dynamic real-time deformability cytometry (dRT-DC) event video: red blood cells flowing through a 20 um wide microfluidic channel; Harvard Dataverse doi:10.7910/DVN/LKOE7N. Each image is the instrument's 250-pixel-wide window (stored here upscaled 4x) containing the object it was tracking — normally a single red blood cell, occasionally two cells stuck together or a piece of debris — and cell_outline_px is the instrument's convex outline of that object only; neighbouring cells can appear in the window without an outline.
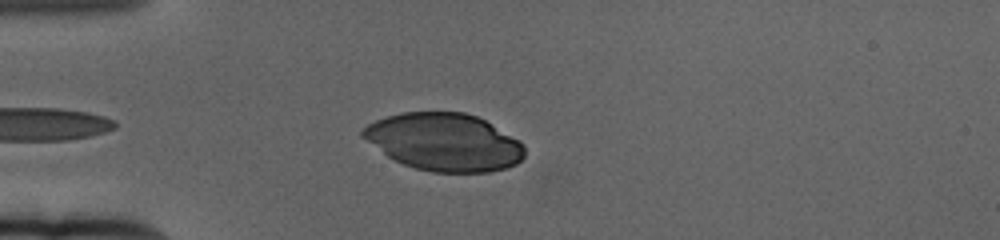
{"species": "human", "species_latin": "Homo sapiens", "temperature_condition": "cold", "stored_images_in_passage": 45, "camera_frame_rate_fps": 3000, "um_per_image_px": 0.085, "donor": {"sex": "female"}, "frame": {"image": 1, "passage_image": 5, "time_ms": 1.333, "image_size_px": [1000, 240], "cell_outline_px": [[524, 156], [516, 164], [508, 168], [488, 172], [432, 172], [416, 168], [404, 164], [388, 156], [360, 136], [360, 132], [368, 124], [376, 120], [388, 116], [404, 112], [464, 112], [476, 116], [484, 120], [520, 140], [524, 144]], "centroid_in_image_um": [37.77, 12.07], "position_along_channel_um": 47.2, "area_um2": 54.04}}
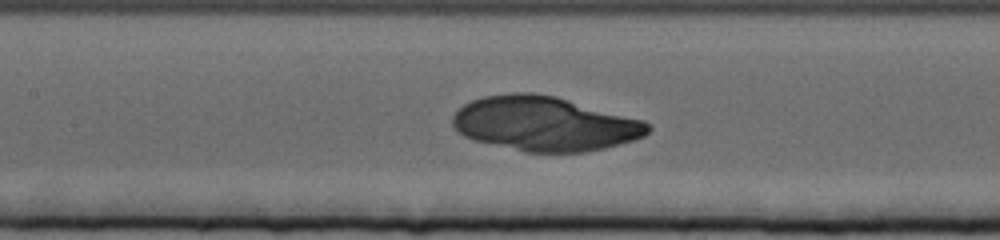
{"frame": {"image": 2, "passage_image": 17, "time_ms": 5.333, "image_size_px": [1000, 240], "cell_outline_px": [[652, 128], [644, 136], [632, 140], [604, 148], [584, 152], [524, 152], [476, 140], [464, 136], [452, 124], [452, 116], [464, 104], [472, 100], [484, 96], [512, 92], [532, 92], [556, 96], [644, 120]], "centroid_in_image_um": [46.3, 10.51], "position_along_channel_um": 161.1, "area_um2": 61.79}}
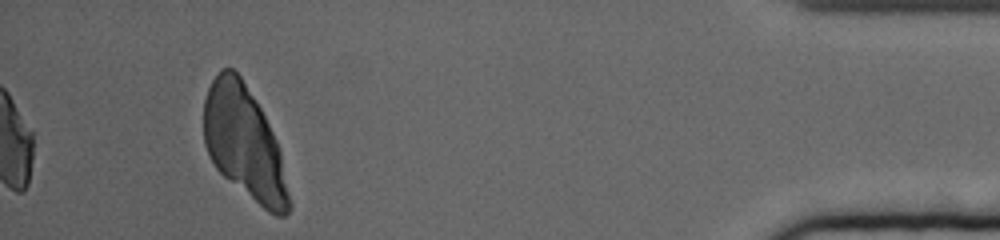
{"frame": {"image": 3, "passage_image": 45, "time_ms": 14.667, "image_size_px": [1000, 240], "cell_outline_px": [[292, 208], [284, 216], [276, 216], [268, 212], [224, 176], [216, 168], [208, 156], [204, 144], [204, 100], [208, 88], [212, 80], [224, 68], [232, 68], [240, 76], [260, 108], [276, 140], [280, 152], [292, 204]], "centroid_in_image_um": [20.76, 12.19], "position_along_channel_um": 414.4, "area_um2": 55.49}}